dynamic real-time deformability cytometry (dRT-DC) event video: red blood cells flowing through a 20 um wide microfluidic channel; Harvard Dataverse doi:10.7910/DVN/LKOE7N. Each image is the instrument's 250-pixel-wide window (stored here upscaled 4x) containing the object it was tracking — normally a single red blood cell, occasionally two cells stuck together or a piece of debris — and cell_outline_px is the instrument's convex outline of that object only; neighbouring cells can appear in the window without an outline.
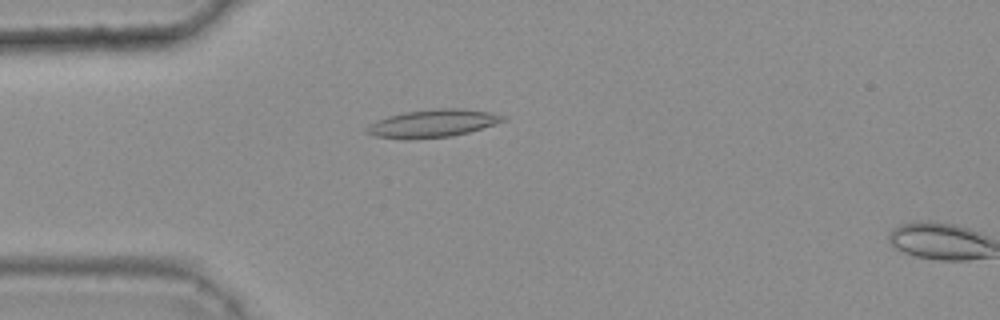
{"species": "common noctule bat (a hibernating species)", "species_latin": "Nyctalus noctula", "temperature_condition": "warm", "stored_images_in_passage": 16, "camera_frame_rate_fps": 3000, "um_per_image_px": 0.085, "animal": {"sex": "female", "body_mass_g": 25.1}, "frame": {"image": 1, "passage_image": 14, "time_ms": 4.333, "image_size_px": [1000, 320], "cell_outline_px": [[508, 120], [468, 132], [452, 136], [412, 140], [404, 140], [376, 136], [364, 132], [368, 124], [376, 120], [388, 116], [404, 112], [436, 108], [460, 108], [488, 112], [508, 116]], "centroid_in_image_um": [36.76, 10.5], "position_along_channel_um": 48.2, "area_um2": 22.37}}